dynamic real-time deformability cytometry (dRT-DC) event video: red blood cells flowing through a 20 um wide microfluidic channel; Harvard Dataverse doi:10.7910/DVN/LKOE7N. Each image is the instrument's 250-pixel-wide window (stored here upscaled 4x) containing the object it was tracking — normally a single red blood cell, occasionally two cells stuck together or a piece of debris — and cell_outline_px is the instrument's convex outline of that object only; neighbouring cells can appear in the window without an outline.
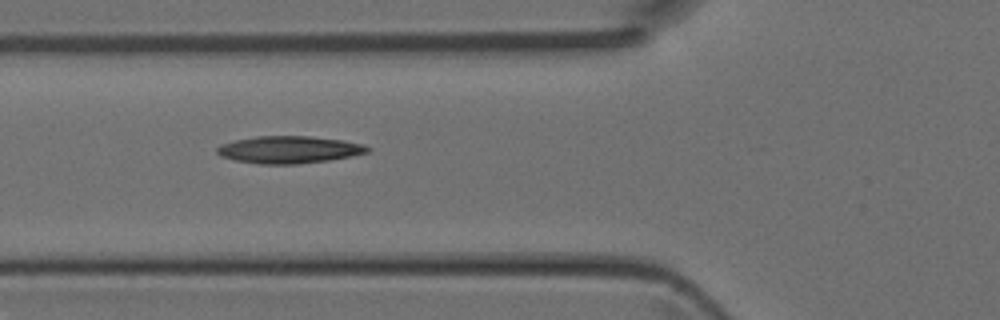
{"species": "Egyptian fruit bat (a non-hibernating species)", "species_latin": "Rousettus aegyptiacus", "temperature_condition": "room temperature", "stored_images_in_passage": 7, "camera_frame_rate_fps": 3000, "um_per_image_px": 0.085, "animal": {"sex": "female"}, "frame": {"image": 1, "passage_image": 5, "time_ms": 1.333, "image_size_px": [1000, 320], "cell_outline_px": [[372, 148], [368, 152], [352, 156], [328, 160], [296, 164], [260, 164], [236, 160], [220, 156], [216, 152], [216, 148], [220, 144], [236, 140], [256, 136], [312, 136], [344, 140], [364, 144]], "centroid_in_image_um": [24.59, 12.71], "position_along_channel_um": 101.2, "area_um2": 23.99}}
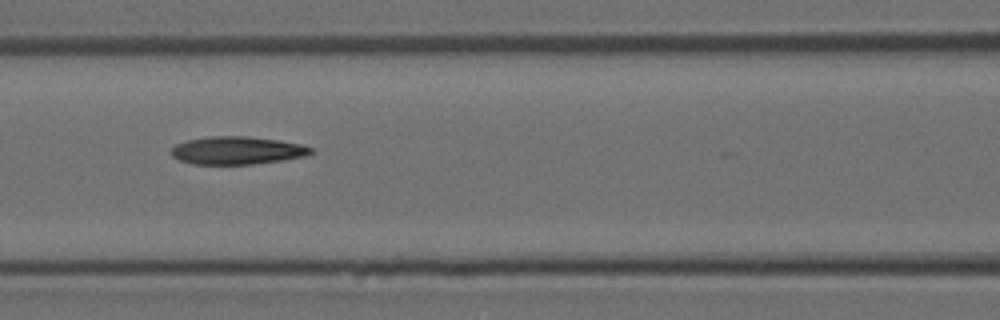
{"frame": {"image": 2, "passage_image": 6, "time_ms": 1.667, "image_size_px": [1000, 320], "cell_outline_px": [[312, 152], [304, 156], [284, 160], [252, 164], [192, 164], [180, 160], [172, 156], [172, 148], [176, 144], [188, 140], [208, 136], [248, 136], [280, 140], [304, 144], [312, 148]], "centroid_in_image_um": [20.18, 12.78], "position_along_channel_um": 146.4, "area_um2": 22.72}}
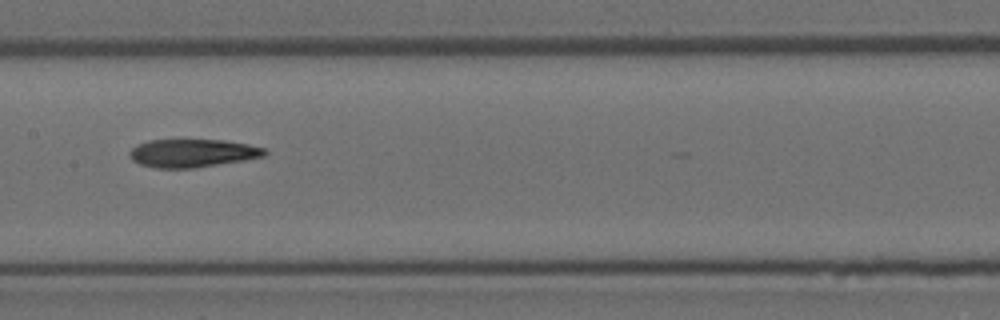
{"frame": {"image": 3, "passage_image": 7, "time_ms": 2.0, "image_size_px": [1000, 320], "cell_outline_px": [[268, 152], [264, 156], [244, 160], [192, 168], [156, 168], [140, 164], [132, 160], [128, 152], [136, 144], [148, 140], [224, 140], [248, 144], [264, 148]], "centroid_in_image_um": [16.33, 13.01], "position_along_channel_um": 191.1, "area_um2": 22.08}}